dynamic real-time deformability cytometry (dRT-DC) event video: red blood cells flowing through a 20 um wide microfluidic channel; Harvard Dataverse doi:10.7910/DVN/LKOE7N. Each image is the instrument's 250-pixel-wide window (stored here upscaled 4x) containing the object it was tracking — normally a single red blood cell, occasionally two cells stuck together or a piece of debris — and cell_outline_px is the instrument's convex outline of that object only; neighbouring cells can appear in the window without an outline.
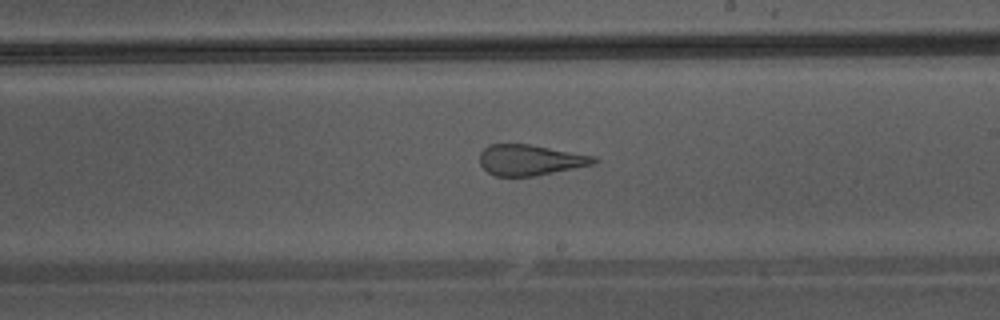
{"species": "Egyptian fruit bat (a non-hibernating species)", "species_latin": "Rousettus aegyptiacus", "temperature_condition": "warm", "stored_images_in_passage": 28, "camera_frame_rate_fps": 3000, "um_per_image_px": 0.085, "animal": {"sex": "male"}, "frame": {"image": 1, "passage_image": 27, "time_ms": 8.667, "image_size_px": [1000, 320], "cell_outline_px": [[600, 160], [592, 164], [532, 176], [496, 176], [488, 172], [480, 164], [480, 152], [488, 144], [528, 144], [596, 156]], "centroid_in_image_um": [45.03, 13.59], "position_along_channel_um": 244.0, "area_um2": 20.17}}